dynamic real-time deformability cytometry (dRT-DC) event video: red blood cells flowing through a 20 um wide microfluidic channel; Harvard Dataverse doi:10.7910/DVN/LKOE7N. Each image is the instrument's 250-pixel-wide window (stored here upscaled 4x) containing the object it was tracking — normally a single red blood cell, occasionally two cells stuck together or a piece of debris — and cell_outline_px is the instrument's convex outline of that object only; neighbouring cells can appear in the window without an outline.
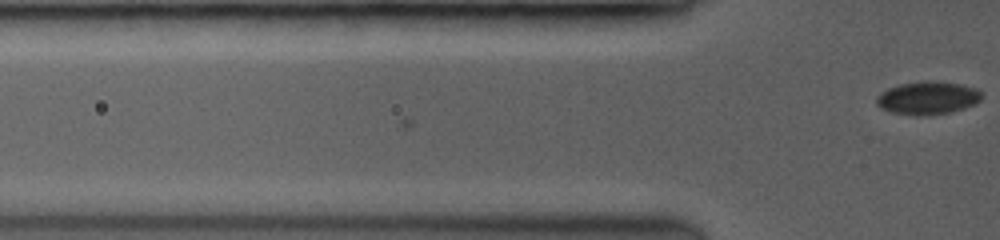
{"species": "common noctule bat (a hibernating species)", "species_latin": "Nyctalus noctula", "temperature_condition": "room temperature", "stored_images_in_passage": 5, "camera_frame_rate_fps": 3500, "um_per_image_px": 0.085, "animal": {"sex": "female", "body_mass_g": 19.0, "forearm_length_mm": 53.3}, "frame": {"image": 1, "passage_image": 5, "time_ms": 2.0, "image_size_px": [1000, 240], "cell_outline_px": [[980, 100], [964, 108], [948, 112], [928, 116], [916, 116], [892, 112], [876, 104], [876, 100], [888, 88], [900, 84], [956, 84], [972, 88], [980, 92]], "centroid_in_image_um": [78.82, 8.4], "position_along_channel_um": 47.0, "area_um2": 18.79}}